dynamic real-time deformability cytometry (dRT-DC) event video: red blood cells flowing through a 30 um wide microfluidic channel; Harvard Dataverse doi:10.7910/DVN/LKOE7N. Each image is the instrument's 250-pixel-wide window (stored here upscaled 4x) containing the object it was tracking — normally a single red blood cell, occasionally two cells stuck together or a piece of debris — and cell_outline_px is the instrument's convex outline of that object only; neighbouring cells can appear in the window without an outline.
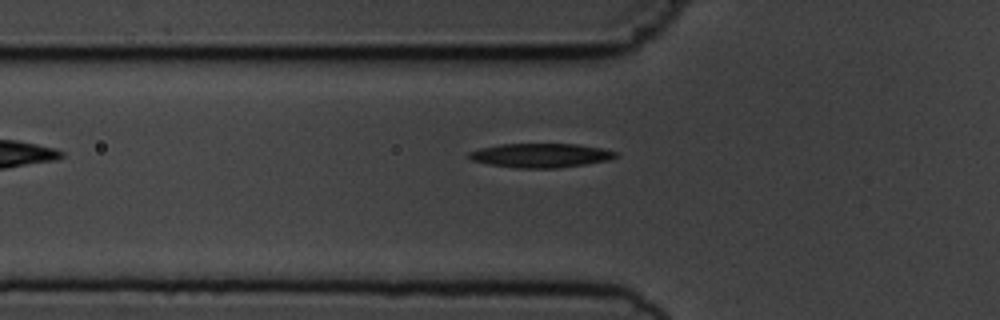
{"species": "common noctule bat (a hibernating species)", "species_latin": "Nyctalus noctula", "temperature_condition": "cold", "stored_images_in_passage": 6, "camera_frame_rate_fps": 3000, "um_per_image_px": 0.085, "animal": {"sex": "male", "body_mass_g": 19.5, "forearm_length_mm": 54.6}, "frame": {"image": 1, "passage_image": 5, "time_ms": 5.667, "image_size_px": [1000, 320], "cell_outline_px": [[620, 156], [612, 160], [560, 168], [516, 168], [488, 164], [472, 160], [468, 156], [468, 152], [480, 148], [500, 144], [580, 144], [604, 148], [616, 152]], "centroid_in_image_um": [46.02, 13.21], "position_along_channel_um": 79.8, "area_um2": 20.92}}
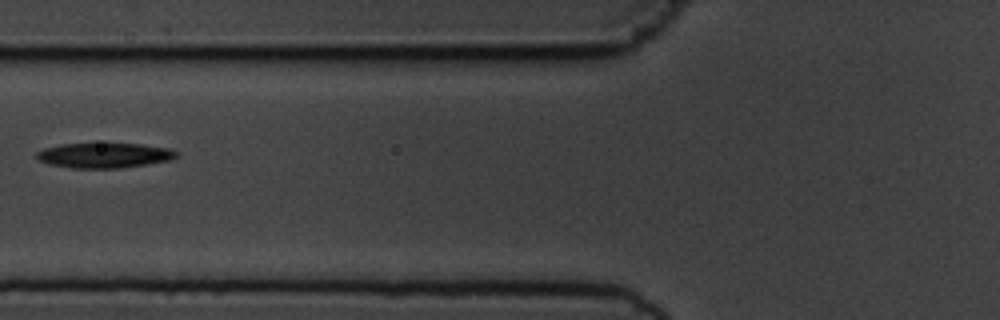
{"frame": {"image": 2, "passage_image": 6, "time_ms": 6.667, "image_size_px": [1000, 320], "cell_outline_px": [[180, 152], [172, 160], [120, 168], [72, 168], [48, 164], [40, 160], [36, 156], [36, 152], [44, 148], [60, 144], [140, 144], [168, 148]], "centroid_in_image_um": [8.87, 13.21], "position_along_channel_um": 116.9, "area_um2": 20.29}}